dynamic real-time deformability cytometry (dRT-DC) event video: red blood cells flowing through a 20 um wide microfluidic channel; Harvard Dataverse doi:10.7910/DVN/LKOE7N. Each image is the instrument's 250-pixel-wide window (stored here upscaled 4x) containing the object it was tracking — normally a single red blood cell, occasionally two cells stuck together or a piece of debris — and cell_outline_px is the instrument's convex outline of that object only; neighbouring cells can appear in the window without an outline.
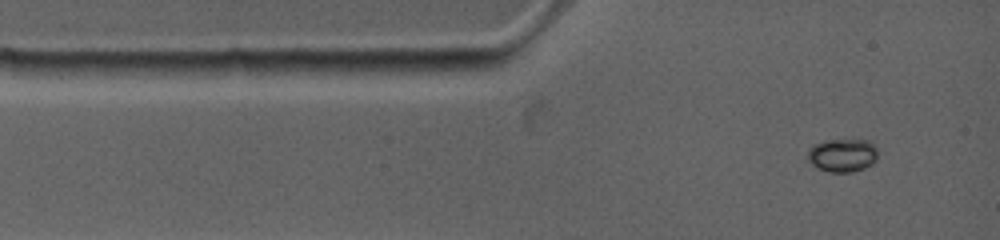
{"species": "common noctule bat (a hibernating species)", "species_latin": "Nyctalus noctula", "temperature_condition": "warm", "stored_images_in_passage": 47, "camera_frame_rate_fps": 4500, "um_per_image_px": 0.085, "animal": {"sex": "female", "body_mass_g": 19.0, "forearm_length_mm": 53.3}, "frame": {"image": 1, "passage_image": 1, "time_ms": 0.0, "image_size_px": [1000, 240], "cell_outline_px": [[876, 160], [872, 164], [864, 168], [852, 172], [828, 172], [816, 168], [808, 164], [804, 160], [804, 156], [816, 144], [836, 140], [860, 140], [872, 144], [876, 148]], "centroid_in_image_um": [71.53, 13.25], "position_along_channel_um": 13.5, "area_um2": 13.53}}
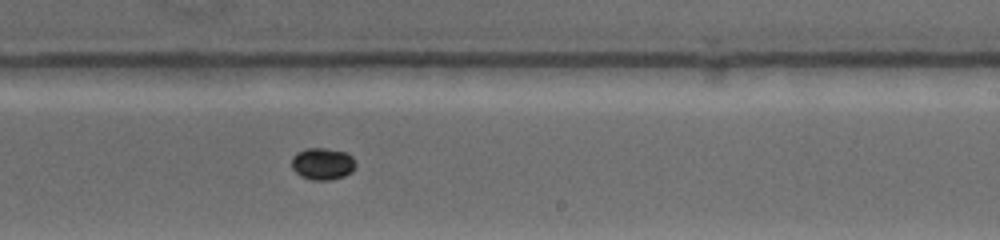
{"frame": {"image": 2, "passage_image": 21, "time_ms": 7.333, "image_size_px": [1000, 240], "cell_outline_px": [[356, 164], [352, 172], [344, 176], [332, 180], [312, 180], [300, 176], [292, 168], [292, 156], [308, 148], [324, 148], [344, 152], [352, 156]], "centroid_in_image_um": [27.43, 13.94], "position_along_channel_um": 261.6, "area_um2": 11.85}}
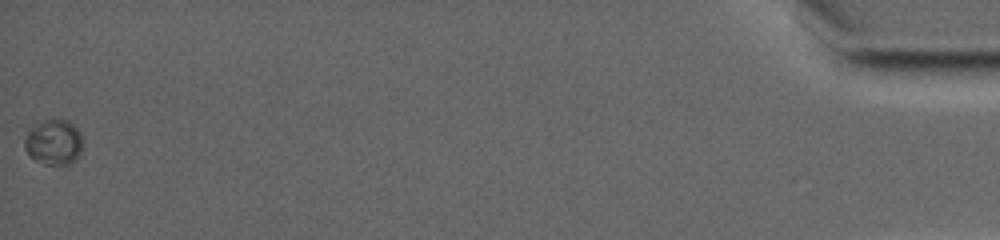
{"frame": {"image": 3, "passage_image": 47, "time_ms": 16.444, "image_size_px": [1000, 240], "cell_outline_px": [[80, 156], [72, 164], [44, 164], [28, 156], [24, 148], [24, 140], [28, 128], [44, 120], [68, 120], [80, 132]], "centroid_in_image_um": [4.52, 12.1], "position_along_channel_um": 430.7, "area_um2": 15.37}, "authors_computed_cell_mechanics": {"area_um2": 11.7912, "velocity_mm_per_s": 3.7459, "shape_relaxation_time_tau1_ms": 4.4541, "shape_relaxation_time_tau2_ms": null, "deformation_change_tau1": 0.0691, "deformation_change_tau2": null}}